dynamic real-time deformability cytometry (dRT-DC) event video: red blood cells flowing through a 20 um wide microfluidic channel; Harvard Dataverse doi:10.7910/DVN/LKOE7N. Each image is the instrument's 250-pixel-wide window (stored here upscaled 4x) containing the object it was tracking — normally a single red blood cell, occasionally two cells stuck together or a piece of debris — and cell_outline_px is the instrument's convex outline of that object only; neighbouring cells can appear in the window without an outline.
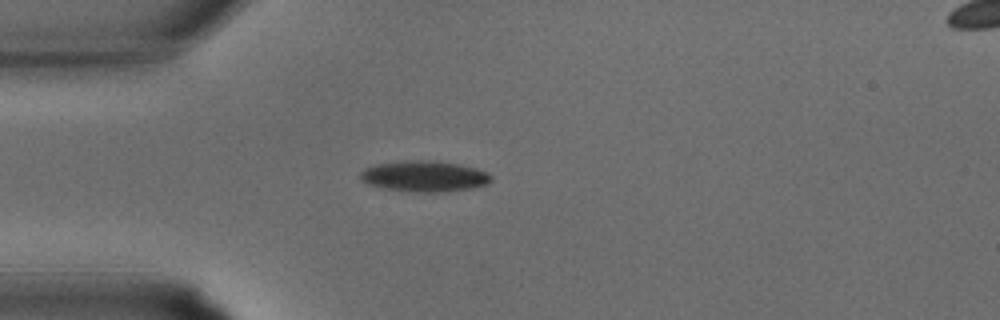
{"species": "common noctule bat (a hibernating species)", "species_latin": "Nyctalus noctula", "temperature_condition": "warm", "stored_images_in_passage": 25, "camera_frame_rate_fps": 3000, "um_per_image_px": 0.085, "animal": {"sex": "male", "body_mass_g": 15.6}, "frame": {"image": 1, "passage_image": 1, "time_ms": 0.0, "image_size_px": [1000, 320], "cell_outline_px": [[492, 180], [488, 184], [472, 188], [448, 192], [408, 192], [380, 188], [368, 184], [360, 180], [360, 172], [364, 168], [376, 164], [404, 160], [432, 160], [456, 164], [476, 168], [488, 172], [492, 176]], "centroid_in_image_um": [36.05, 14.99], "position_along_channel_um": 49.0, "area_um2": 23.99}}
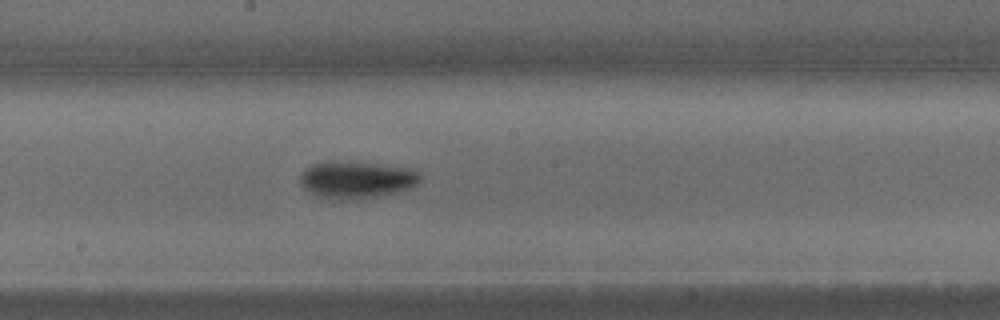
{"frame": {"image": 2, "passage_image": 10, "time_ms": 3.0, "image_size_px": [1000, 320], "cell_outline_px": [[420, 180], [412, 188], [372, 196], [320, 196], [308, 192], [300, 184], [300, 176], [312, 164], [376, 164], [412, 168], [420, 176]], "centroid_in_image_um": [30.36, 15.26], "position_along_channel_um": 217.8, "area_um2": 23.76}}
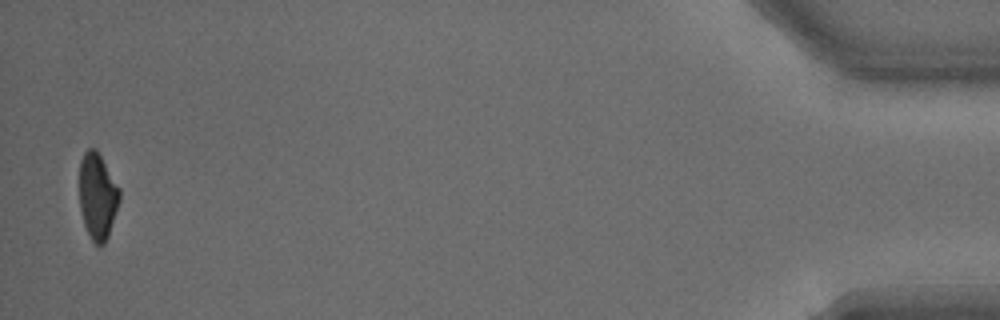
{"frame": {"image": 3, "passage_image": 25, "time_ms": 8.0, "image_size_px": [1000, 320], "cell_outline_px": [[120, 200], [108, 236], [104, 244], [96, 244], [92, 240], [84, 224], [80, 208], [80, 160], [84, 152], [88, 148], [96, 148], [120, 188]], "centroid_in_image_um": [8.3, 16.64], "position_along_channel_um": 426.9, "area_um2": 20.06}}